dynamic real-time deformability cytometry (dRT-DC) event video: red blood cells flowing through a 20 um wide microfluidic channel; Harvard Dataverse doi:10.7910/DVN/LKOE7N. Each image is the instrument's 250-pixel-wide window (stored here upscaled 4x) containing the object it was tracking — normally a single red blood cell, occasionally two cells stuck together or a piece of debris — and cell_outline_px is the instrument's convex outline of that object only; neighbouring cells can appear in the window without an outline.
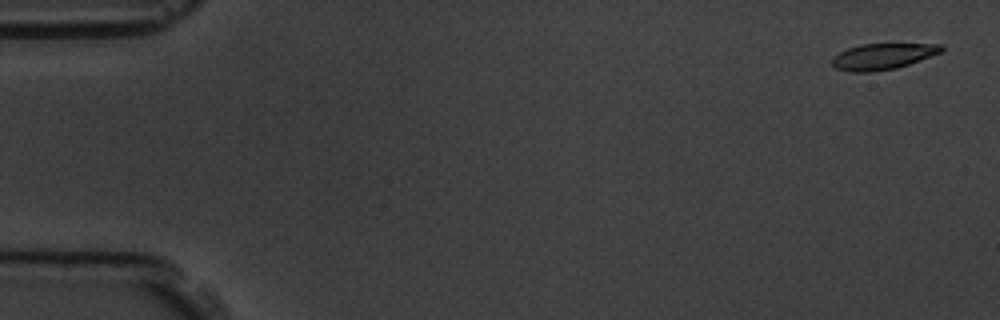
{"species": "common noctule bat (a hibernating species)", "species_latin": "Nyctalus noctula", "temperature_condition": "room temperature", "stored_images_in_passage": 5, "camera_frame_rate_fps": 3000, "um_per_image_px": 0.085, "animal": {"sex": "male", "body_mass_g": 19.5, "forearm_length_mm": 54.6}, "frame": {"image": 1, "passage_image": 1, "time_ms": 0.0, "image_size_px": [1000, 320], "cell_outline_px": [[944, 52], [896, 68], [872, 72], [852, 72], [836, 68], [832, 64], [832, 56], [848, 48], [860, 44], [940, 44], [944, 48]], "centroid_in_image_um": [75.04, 4.79], "position_along_channel_um": 10.0, "area_um2": 16.59}}